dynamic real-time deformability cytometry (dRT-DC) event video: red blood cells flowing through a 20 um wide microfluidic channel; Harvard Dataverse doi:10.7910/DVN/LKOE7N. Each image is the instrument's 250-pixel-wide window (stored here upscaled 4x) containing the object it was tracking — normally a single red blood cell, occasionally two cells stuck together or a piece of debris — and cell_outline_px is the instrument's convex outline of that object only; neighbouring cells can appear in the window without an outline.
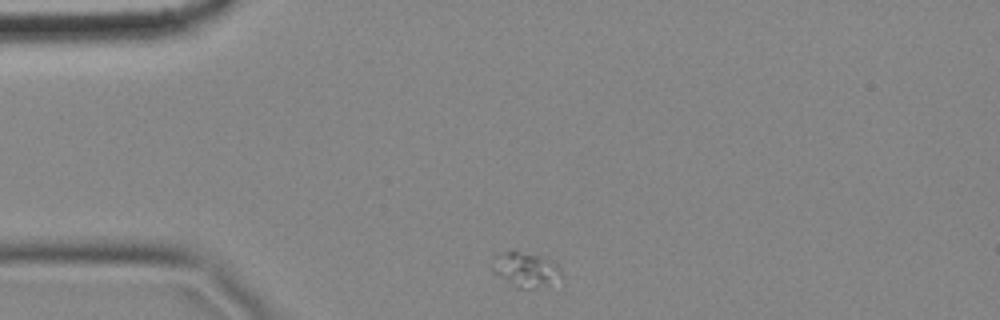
{"species": "common noctule bat (a hibernating species)", "species_latin": "Nyctalus noctula", "temperature_condition": "cold", "stored_images_in_passage": 2, "camera_frame_rate_fps": 3000, "um_per_image_px": 0.085, "animal": {"sex": "female", "body_mass_g": 18.4}, "frame": {"image": 1, "passage_image": 2, "time_ms": 0.333, "image_size_px": [1000, 320], "cell_outline_px": [[564, 284], [536, 288], [516, 288], [496, 272], [492, 268], [496, 256], [500, 252], [512, 248], [552, 260], [556, 264], [564, 276]], "centroid_in_image_um": [44.82, 22.93], "position_along_channel_um": 40.2, "area_um2": 14.57}}